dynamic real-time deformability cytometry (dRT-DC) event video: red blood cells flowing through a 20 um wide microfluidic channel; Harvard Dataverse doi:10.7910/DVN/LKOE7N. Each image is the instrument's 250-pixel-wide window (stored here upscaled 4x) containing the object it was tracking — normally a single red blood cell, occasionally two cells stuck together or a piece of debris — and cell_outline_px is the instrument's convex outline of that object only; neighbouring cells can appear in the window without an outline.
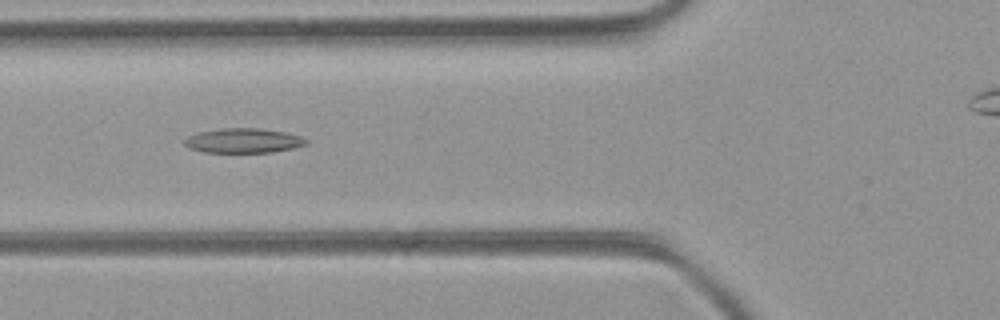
{"species": "common noctule bat (a hibernating species)", "species_latin": "Nyctalus noctula", "temperature_condition": "room temperature", "stored_images_in_passage": 39, "camera_frame_rate_fps": 3000, "um_per_image_px": 0.085, "animal": {"sex": "female", "body_mass_g": 21.9}, "frame": {"image": 1, "passage_image": 12, "time_ms": 3.667, "image_size_px": [1000, 320], "cell_outline_px": [[308, 144], [292, 148], [272, 152], [204, 152], [188, 148], [184, 144], [184, 140], [188, 136], [200, 132], [224, 128], [260, 128], [288, 132], [300, 136], [308, 140]], "centroid_in_image_um": [20.71, 11.95], "position_along_channel_um": 105.1, "area_um2": 17.46}}
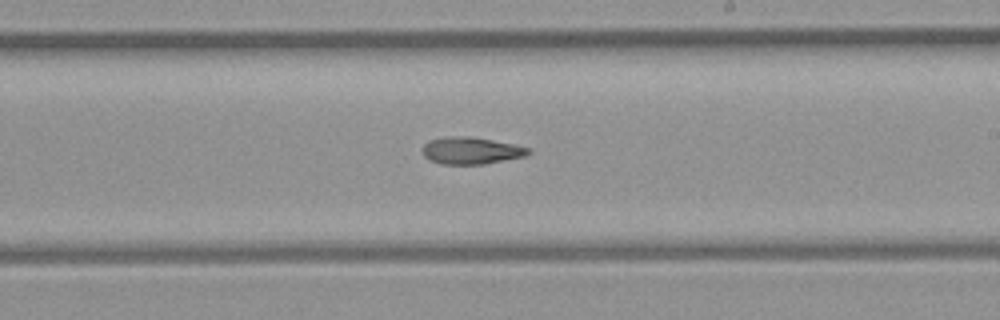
{"frame": {"image": 2, "passage_image": 23, "time_ms": 7.333, "image_size_px": [1000, 320], "cell_outline_px": [[532, 152], [524, 156], [484, 164], [440, 164], [428, 160], [424, 156], [424, 144], [428, 140], [448, 136], [468, 136], [492, 140], [532, 148]], "centroid_in_image_um": [40.03, 12.8], "position_along_channel_um": 249.0, "area_um2": 16.65}}
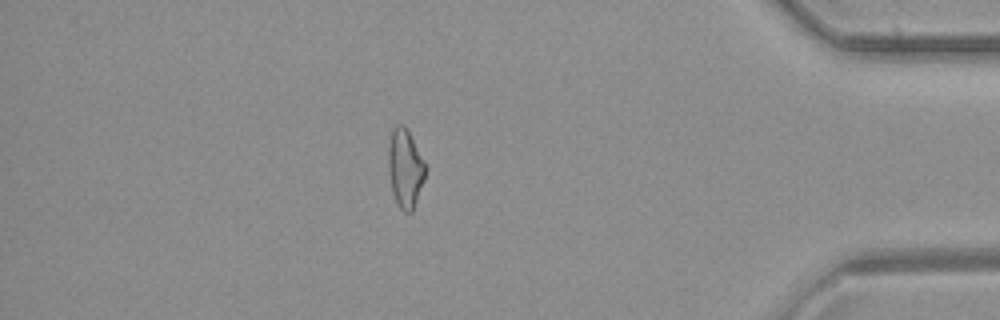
{"frame": {"image": 3, "passage_image": 38, "time_ms": 12.333, "image_size_px": [1000, 320], "cell_outline_px": [[424, 180], [412, 212], [404, 212], [396, 204], [392, 192], [388, 168], [388, 148], [392, 128], [396, 124], [404, 124], [408, 128], [424, 160]], "centroid_in_image_um": [34.42, 14.27], "position_along_channel_um": 400.8, "area_um2": 17.11}}